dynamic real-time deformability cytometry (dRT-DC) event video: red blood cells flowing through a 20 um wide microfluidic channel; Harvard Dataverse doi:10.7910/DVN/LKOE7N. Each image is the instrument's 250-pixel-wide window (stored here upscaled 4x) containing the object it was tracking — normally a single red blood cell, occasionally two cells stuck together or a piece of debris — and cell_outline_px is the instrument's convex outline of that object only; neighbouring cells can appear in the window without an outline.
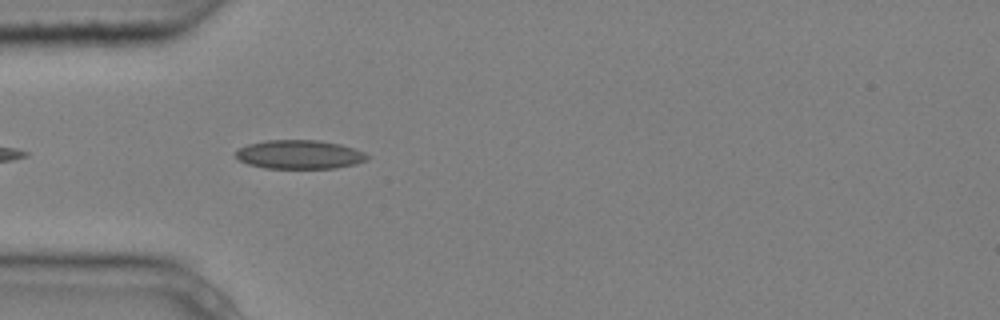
{"species": "common noctule bat (a hibernating species)", "species_latin": "Nyctalus noctula", "temperature_condition": "cold", "stored_images_in_passage": 5, "camera_frame_rate_fps": 3000, "um_per_image_px": 0.085, "animal": {"sex": "male", "body_mass_g": 20.4}, "frame": {"image": 1, "passage_image": 5, "time_ms": 1.333, "image_size_px": [1000, 320], "cell_outline_px": [[368, 160], [356, 164], [336, 168], [264, 168], [248, 164], [240, 160], [236, 156], [236, 152], [240, 148], [248, 144], [268, 140], [316, 140], [340, 144], [364, 152], [368, 156]], "centroid_in_image_um": [25.47, 13.14], "position_along_channel_um": 59.5, "area_um2": 21.96}}